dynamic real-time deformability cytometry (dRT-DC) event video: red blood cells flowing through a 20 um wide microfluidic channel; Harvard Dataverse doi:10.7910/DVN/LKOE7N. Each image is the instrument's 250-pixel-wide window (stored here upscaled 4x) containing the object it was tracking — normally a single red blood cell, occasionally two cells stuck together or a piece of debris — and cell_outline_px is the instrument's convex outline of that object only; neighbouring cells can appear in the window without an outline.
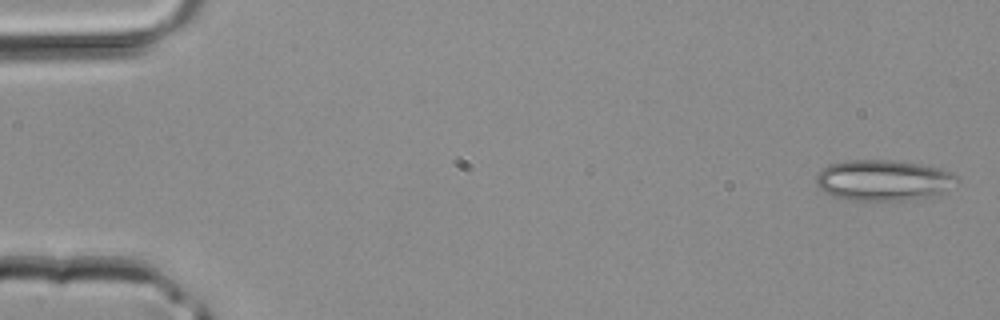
{"species": "common noctule bat (a hibernating species)", "species_latin": "Nyctalus noctula", "temperature_condition": "room temperature", "stored_images_in_passage": 41, "camera_frame_rate_fps": 3000, "um_per_image_px": 0.085, "animal": {"sex": "male", "body_mass_g": 20.4}, "frame": {"image": 1, "passage_image": 1, "time_ms": 0.0, "image_size_px": [1000, 320], "cell_outline_px": [[960, 180], [944, 192], [936, 196], [908, 200], [852, 200], [836, 196], [824, 192], [816, 184], [816, 176], [828, 164], [844, 160], [888, 160], [928, 164], [952, 172]], "centroid_in_image_um": [75.15, 15.31], "position_along_channel_um": 9.9, "area_um2": 33.81}}
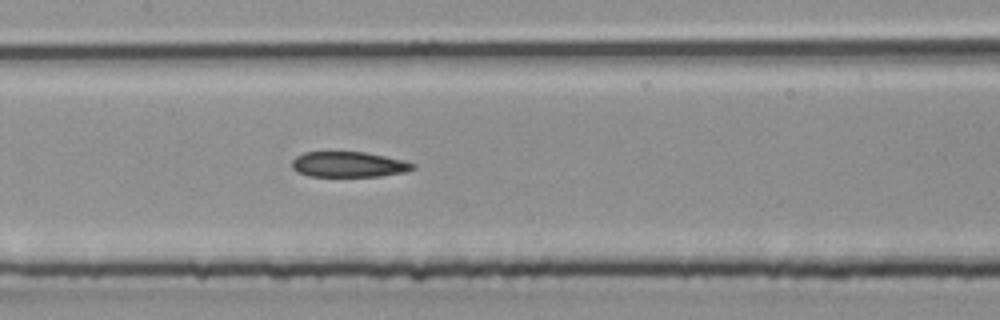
{"frame": {"image": 2, "passage_image": 20, "time_ms": 6.333, "image_size_px": [1000, 320], "cell_outline_px": [[416, 168], [404, 172], [380, 176], [308, 176], [296, 172], [292, 168], [292, 160], [296, 156], [304, 152], [364, 152], [404, 160], [416, 164]], "centroid_in_image_um": [29.62, 13.98], "position_along_channel_um": 177.8, "area_um2": 17.98}}
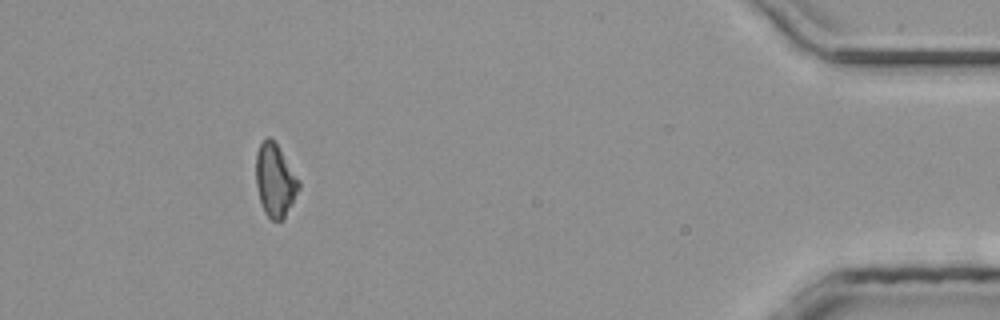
{"frame": {"image": 3, "passage_image": 38, "time_ms": 12.333, "image_size_px": [1000, 320], "cell_outline_px": [[300, 188], [284, 220], [272, 220], [264, 212], [260, 200], [256, 184], [256, 152], [260, 144], [268, 136], [280, 148], [300, 180]], "centroid_in_image_um": [23.4, 15.34], "position_along_channel_um": 411.8, "area_um2": 18.26}}